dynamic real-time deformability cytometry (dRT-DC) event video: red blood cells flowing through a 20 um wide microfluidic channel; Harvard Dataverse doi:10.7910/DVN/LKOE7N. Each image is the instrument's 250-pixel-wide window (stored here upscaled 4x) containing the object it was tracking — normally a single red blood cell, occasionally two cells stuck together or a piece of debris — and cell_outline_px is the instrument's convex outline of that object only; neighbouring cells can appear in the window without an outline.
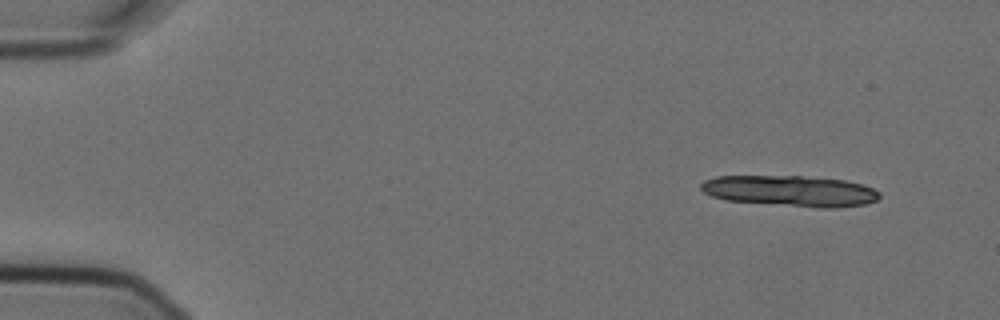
{"species": "Egyptian fruit bat (a non-hibernating species)", "species_latin": "Rousettus aegyptiacus", "temperature_condition": "cold", "stored_images_in_passage": 9, "segment_of_instrument_passage": [1, 2], "camera_frame_rate_fps": 3000, "um_per_image_px": 0.085, "animal": {"sex": "female"}, "frame": {"image": 1, "passage_image": 2, "time_ms": 0.333, "image_size_px": [1000, 320], "cell_outline_px": [[880, 196], [876, 200], [864, 204], [836, 208], [816, 208], [724, 200], [712, 196], [704, 192], [700, 188], [700, 184], [704, 180], [716, 176], [800, 176], [844, 180], [860, 184], [872, 188], [880, 192]], "centroid_in_image_um": [67.15, 16.24], "position_along_channel_um": 17.8, "area_um2": 32.19}}